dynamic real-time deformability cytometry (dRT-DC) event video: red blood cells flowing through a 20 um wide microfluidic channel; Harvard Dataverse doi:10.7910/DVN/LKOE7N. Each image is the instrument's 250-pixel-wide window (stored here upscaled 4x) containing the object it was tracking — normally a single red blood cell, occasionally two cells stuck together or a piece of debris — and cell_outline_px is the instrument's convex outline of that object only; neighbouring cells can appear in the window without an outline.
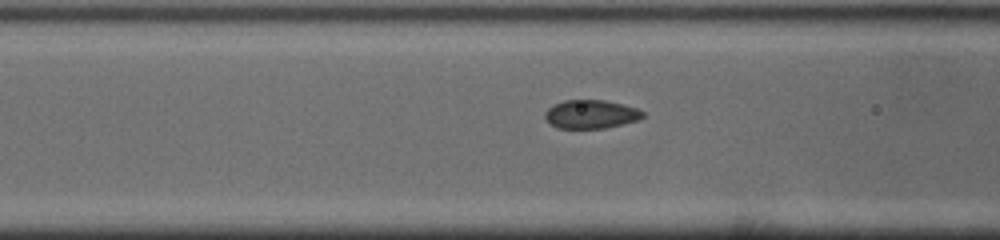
{"species": "common noctule bat (a hibernating species)", "species_latin": "Nyctalus noctula", "temperature_condition": "cold", "stored_images_in_passage": 14, "camera_frame_rate_fps": 3000, "um_per_image_px": 0.085, "animal": {"sex": "male", "body_mass_g": 19.0, "forearm_length_mm": 50.8}, "frame": {"image": 1, "passage_image": 12, "time_ms": 3.667, "image_size_px": [1000, 240], "cell_outline_px": [[644, 116], [640, 120], [604, 128], [556, 128], [544, 116], [544, 112], [552, 104], [564, 100], [604, 100], [636, 108], [644, 112]], "centroid_in_image_um": [50.21, 9.7], "position_along_channel_um": 116.4, "area_um2": 16.24}}